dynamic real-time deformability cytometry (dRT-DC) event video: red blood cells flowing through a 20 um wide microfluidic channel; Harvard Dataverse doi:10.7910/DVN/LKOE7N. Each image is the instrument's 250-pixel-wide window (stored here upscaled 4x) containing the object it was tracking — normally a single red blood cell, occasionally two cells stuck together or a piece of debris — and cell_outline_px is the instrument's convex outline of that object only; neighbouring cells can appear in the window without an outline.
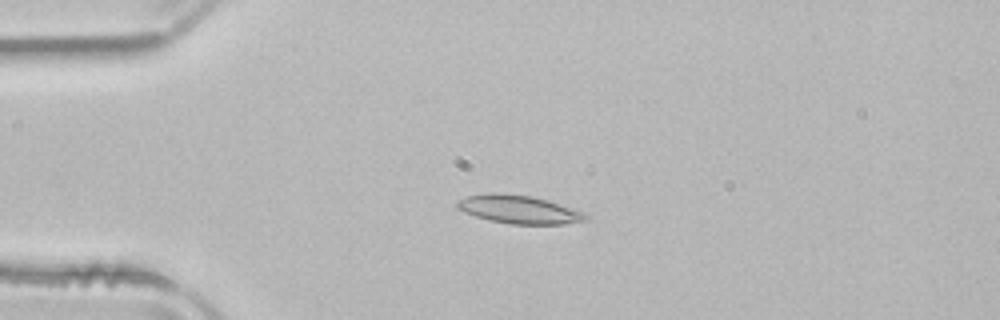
{"species": "common noctule bat (a hibernating species)", "species_latin": "Nyctalus noctula", "temperature_condition": "room temperature", "stored_images_in_passage": 51, "camera_frame_rate_fps": 3000, "um_per_image_px": 0.085, "animal": {"sex": "male", "body_mass_g": 21.5, "forearm_length_mm": 52.0}, "frame": {"image": 1, "passage_image": 12, "time_ms": 3.667, "image_size_px": [1000, 320], "cell_outline_px": [[588, 220], [564, 224], [508, 224], [488, 220], [464, 212], [456, 208], [456, 200], [468, 196], [488, 192], [496, 192], [532, 196], [548, 200], [584, 212], [588, 216]], "centroid_in_image_um": [44.08, 17.8], "position_along_channel_um": 40.9, "area_um2": 21.39}}
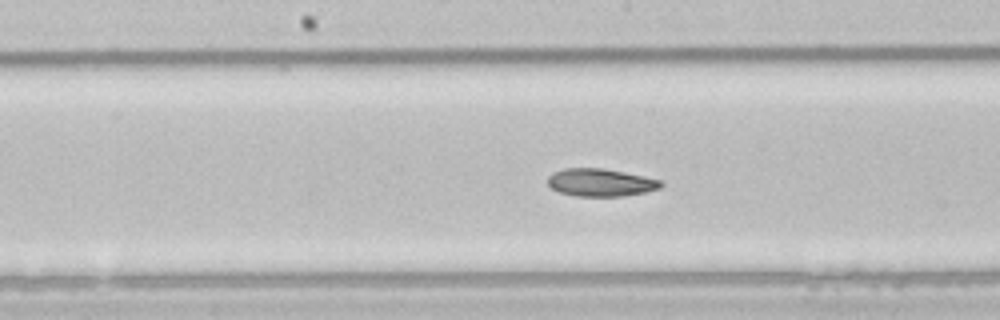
{"frame": {"image": 2, "passage_image": 26, "time_ms": 8.333, "image_size_px": [1000, 320], "cell_outline_px": [[664, 184], [660, 188], [644, 192], [624, 196], [576, 196], [560, 192], [552, 188], [548, 184], [548, 176], [552, 172], [564, 168], [600, 168], [624, 172], [644, 176], [660, 180]], "centroid_in_image_um": [51.04, 15.51], "position_along_channel_um": 197.2, "area_um2": 18.21}}
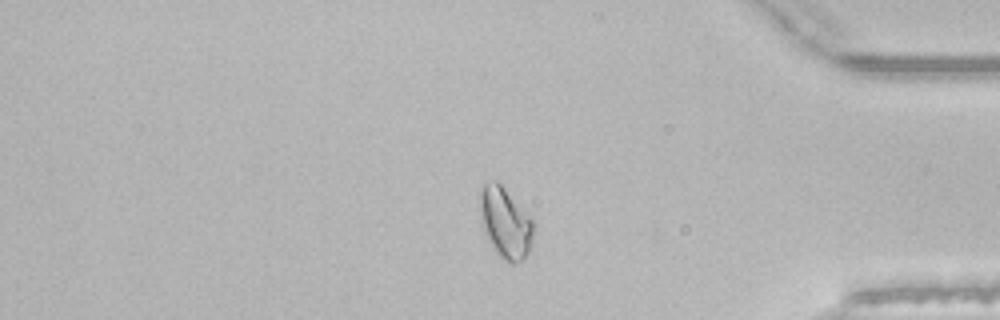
{"frame": {"image": 3, "passage_image": 43, "time_ms": 14.0, "image_size_px": [1000, 320], "cell_outline_px": [[532, 232], [528, 252], [516, 264], [512, 264], [504, 260], [492, 248], [484, 228], [480, 212], [480, 192], [484, 184], [488, 180], [496, 180], [504, 188], [532, 220]], "centroid_in_image_um": [42.91, 18.93], "position_along_channel_um": 392.3, "area_um2": 21.27}, "authors_computed_cell_mechanics": {"area_um2": 20.3456, "velocity_mm_per_s": 3.9091, "shape_relaxation_time_tau1_ms": null, "shape_relaxation_time_tau2_ms": 4.6873, "deformation_change_tau1": null, "deformation_change_tau2": 0.1053}}